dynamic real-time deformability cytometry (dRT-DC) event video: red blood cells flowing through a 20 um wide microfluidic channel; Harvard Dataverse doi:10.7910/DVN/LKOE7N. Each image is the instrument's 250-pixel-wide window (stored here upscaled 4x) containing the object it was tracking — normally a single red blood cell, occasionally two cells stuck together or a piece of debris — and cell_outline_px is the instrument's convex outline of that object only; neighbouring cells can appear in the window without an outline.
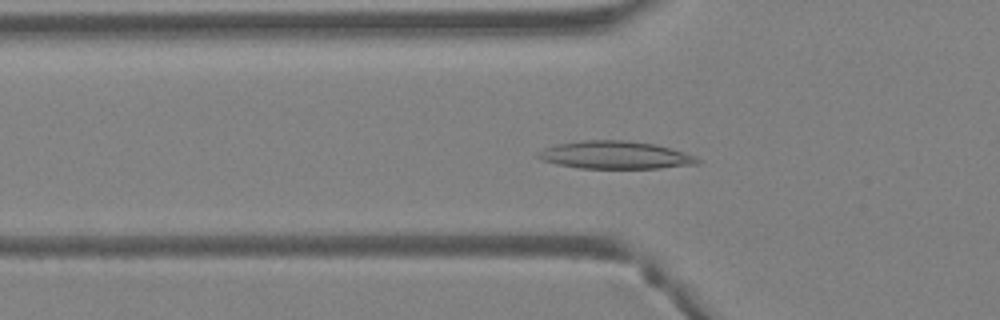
{"species": "Egyptian fruit bat (a non-hibernating species)", "species_latin": "Rousettus aegyptiacus", "temperature_condition": "warm", "stored_images_in_passage": 44, "camera_frame_rate_fps": 3000, "um_per_image_px": 0.085, "animal": {"sex": "female"}, "frame": {"image": 1, "passage_image": 15, "time_ms": 4.667, "image_size_px": [1000, 320], "cell_outline_px": [[704, 160], [700, 164], [660, 168], [580, 168], [556, 164], [540, 160], [536, 156], [544, 148], [556, 144], [580, 140], [624, 140], [656, 144], [684, 152], [696, 156]], "centroid_in_image_um": [52.33, 13.18], "position_along_channel_um": 73.5, "area_um2": 26.01}}
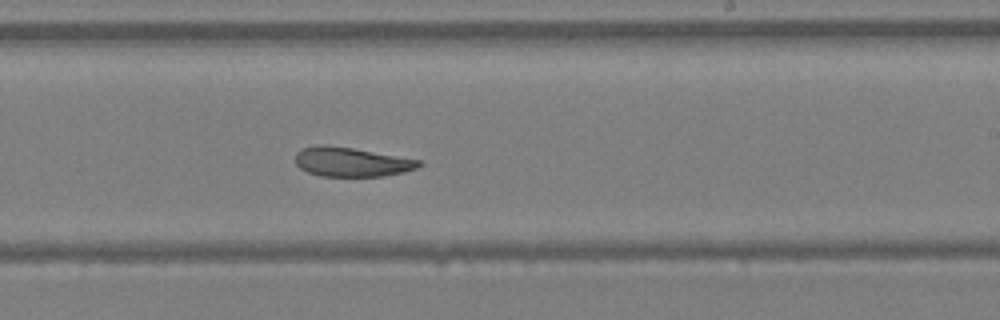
{"frame": {"image": 2, "passage_image": 27, "time_ms": 8.667, "image_size_px": [1000, 320], "cell_outline_px": [[424, 164], [416, 168], [404, 172], [384, 176], [320, 176], [308, 172], [300, 168], [296, 164], [296, 152], [304, 148], [320, 144], [328, 144], [352, 148], [420, 160]], "centroid_in_image_um": [29.87, 13.76], "position_along_channel_um": 259.1, "area_um2": 21.04}}
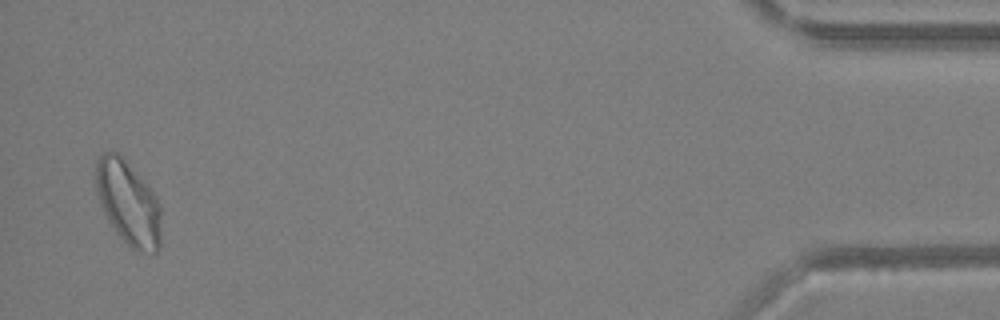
{"frame": {"image": 3, "passage_image": 43, "time_ms": 14.0, "image_size_px": [1000, 320], "cell_outline_px": [[160, 248], [156, 252], [152, 252], [132, 248], [116, 232], [100, 204], [96, 192], [96, 164], [100, 156], [104, 152], [116, 152], [124, 156], [156, 196], [160, 204]], "centroid_in_image_um": [10.91, 17.2], "position_along_channel_um": 424.3, "area_um2": 31.67}, "authors_computed_cell_mechanics": {"area_um2": 24.7384, "velocity_mm_per_s": 4.6453, "shape_relaxation_time_tau1_ms": null, "shape_relaxation_time_tau2_ms": 4.869, "deformation_change_tau1": null, "deformation_change_tau2": 0.1047}}